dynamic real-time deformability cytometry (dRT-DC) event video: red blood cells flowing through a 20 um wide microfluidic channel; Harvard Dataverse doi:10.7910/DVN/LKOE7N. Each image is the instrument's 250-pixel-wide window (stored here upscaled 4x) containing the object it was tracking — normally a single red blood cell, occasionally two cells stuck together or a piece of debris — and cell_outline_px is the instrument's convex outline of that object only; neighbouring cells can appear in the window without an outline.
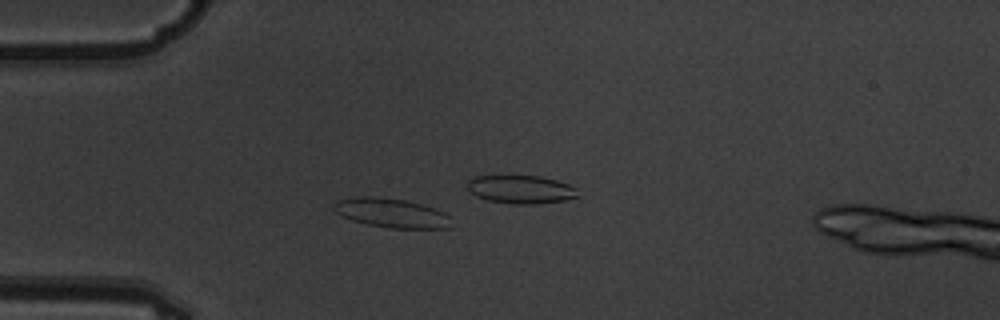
{"species": "common noctule bat (a hibernating species)", "species_latin": "Nyctalus noctula", "temperature_condition": "warm", "stored_images_in_passage": 6, "camera_frame_rate_fps": 3000, "um_per_image_px": 0.085, "animal": {"sex": "male", "body_mass_g": 19.5, "forearm_length_mm": 54.6}, "frame": {"image": 1, "passage_image": 4, "time_ms": 1.0, "image_size_px": [1000, 320], "cell_outline_px": [[452, 228], [392, 228], [368, 224], [352, 220], [336, 212], [332, 208], [332, 204], [336, 200], [356, 196], [372, 196], [404, 200], [420, 204], [444, 212], [448, 216]], "centroid_in_image_um": [33.22, 18.09], "position_along_channel_um": 51.8, "area_um2": 19.83}}